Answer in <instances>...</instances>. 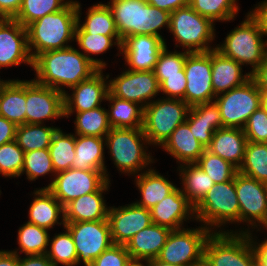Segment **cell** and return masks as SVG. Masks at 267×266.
Masks as SVG:
<instances>
[{
	"instance_id": "obj_1",
	"label": "cell",
	"mask_w": 267,
	"mask_h": 266,
	"mask_svg": "<svg viewBox=\"0 0 267 266\" xmlns=\"http://www.w3.org/2000/svg\"><path fill=\"white\" fill-rule=\"evenodd\" d=\"M32 68L36 82L62 93L66 92L64 86L69 89L99 70L83 52L72 46L39 54L33 60Z\"/></svg>"
},
{
	"instance_id": "obj_2",
	"label": "cell",
	"mask_w": 267,
	"mask_h": 266,
	"mask_svg": "<svg viewBox=\"0 0 267 266\" xmlns=\"http://www.w3.org/2000/svg\"><path fill=\"white\" fill-rule=\"evenodd\" d=\"M76 26L77 1L74 0L64 9L29 24L26 29L28 50L32 60L43 52L70 47L68 42L75 40Z\"/></svg>"
},
{
	"instance_id": "obj_3",
	"label": "cell",
	"mask_w": 267,
	"mask_h": 266,
	"mask_svg": "<svg viewBox=\"0 0 267 266\" xmlns=\"http://www.w3.org/2000/svg\"><path fill=\"white\" fill-rule=\"evenodd\" d=\"M107 3L122 41L142 34L164 40L159 30L163 27L169 30V12L153 7L147 0H110Z\"/></svg>"
},
{
	"instance_id": "obj_4",
	"label": "cell",
	"mask_w": 267,
	"mask_h": 266,
	"mask_svg": "<svg viewBox=\"0 0 267 266\" xmlns=\"http://www.w3.org/2000/svg\"><path fill=\"white\" fill-rule=\"evenodd\" d=\"M105 145L121 173L136 176L154 162L151 153L146 152V145L150 144L142 128H111L105 136Z\"/></svg>"
},
{
	"instance_id": "obj_5",
	"label": "cell",
	"mask_w": 267,
	"mask_h": 266,
	"mask_svg": "<svg viewBox=\"0 0 267 266\" xmlns=\"http://www.w3.org/2000/svg\"><path fill=\"white\" fill-rule=\"evenodd\" d=\"M263 37L256 21L247 14L245 20L231 30L215 49L241 66H252L249 72L252 74L267 56V40L264 41Z\"/></svg>"
},
{
	"instance_id": "obj_6",
	"label": "cell",
	"mask_w": 267,
	"mask_h": 266,
	"mask_svg": "<svg viewBox=\"0 0 267 266\" xmlns=\"http://www.w3.org/2000/svg\"><path fill=\"white\" fill-rule=\"evenodd\" d=\"M195 220L211 232L231 223L240 224V206L235 189L234 178L214 184L203 200L194 208ZM213 227V229H212ZM216 227V228H215ZM215 228V230H214Z\"/></svg>"
},
{
	"instance_id": "obj_7",
	"label": "cell",
	"mask_w": 267,
	"mask_h": 266,
	"mask_svg": "<svg viewBox=\"0 0 267 266\" xmlns=\"http://www.w3.org/2000/svg\"><path fill=\"white\" fill-rule=\"evenodd\" d=\"M214 31V23L189 5L170 13L169 32L176 41L175 46H182L187 52H208L215 49L209 46L215 40Z\"/></svg>"
},
{
	"instance_id": "obj_8",
	"label": "cell",
	"mask_w": 267,
	"mask_h": 266,
	"mask_svg": "<svg viewBox=\"0 0 267 266\" xmlns=\"http://www.w3.org/2000/svg\"><path fill=\"white\" fill-rule=\"evenodd\" d=\"M189 109L182 99L164 97L143 108L142 130L149 144L162 146L172 132L186 122Z\"/></svg>"
},
{
	"instance_id": "obj_9",
	"label": "cell",
	"mask_w": 267,
	"mask_h": 266,
	"mask_svg": "<svg viewBox=\"0 0 267 266\" xmlns=\"http://www.w3.org/2000/svg\"><path fill=\"white\" fill-rule=\"evenodd\" d=\"M204 256L214 266H257L252 233L212 232Z\"/></svg>"
},
{
	"instance_id": "obj_10",
	"label": "cell",
	"mask_w": 267,
	"mask_h": 266,
	"mask_svg": "<svg viewBox=\"0 0 267 266\" xmlns=\"http://www.w3.org/2000/svg\"><path fill=\"white\" fill-rule=\"evenodd\" d=\"M235 189L240 206V223H248L247 229L233 231L224 229L218 232L251 233L249 225L259 229L267 228V184L257 181L254 178L237 172L234 177ZM259 224V225H258ZM249 228V229H248Z\"/></svg>"
},
{
	"instance_id": "obj_11",
	"label": "cell",
	"mask_w": 267,
	"mask_h": 266,
	"mask_svg": "<svg viewBox=\"0 0 267 266\" xmlns=\"http://www.w3.org/2000/svg\"><path fill=\"white\" fill-rule=\"evenodd\" d=\"M223 127L244 129L251 114L260 108V90L250 78L243 85L215 97Z\"/></svg>"
},
{
	"instance_id": "obj_12",
	"label": "cell",
	"mask_w": 267,
	"mask_h": 266,
	"mask_svg": "<svg viewBox=\"0 0 267 266\" xmlns=\"http://www.w3.org/2000/svg\"><path fill=\"white\" fill-rule=\"evenodd\" d=\"M211 231L205 226L172 230L157 259L181 266H193L204 256V248Z\"/></svg>"
},
{
	"instance_id": "obj_13",
	"label": "cell",
	"mask_w": 267,
	"mask_h": 266,
	"mask_svg": "<svg viewBox=\"0 0 267 266\" xmlns=\"http://www.w3.org/2000/svg\"><path fill=\"white\" fill-rule=\"evenodd\" d=\"M75 244L78 264L83 262L90 266L93 261L105 250L113 245L108 219L65 223Z\"/></svg>"
},
{
	"instance_id": "obj_14",
	"label": "cell",
	"mask_w": 267,
	"mask_h": 266,
	"mask_svg": "<svg viewBox=\"0 0 267 266\" xmlns=\"http://www.w3.org/2000/svg\"><path fill=\"white\" fill-rule=\"evenodd\" d=\"M184 71L186 89L184 102L190 107L209 103L215 100L211 81L212 50L208 52H193L186 56Z\"/></svg>"
},
{
	"instance_id": "obj_15",
	"label": "cell",
	"mask_w": 267,
	"mask_h": 266,
	"mask_svg": "<svg viewBox=\"0 0 267 266\" xmlns=\"http://www.w3.org/2000/svg\"><path fill=\"white\" fill-rule=\"evenodd\" d=\"M108 181L105 172L70 168L56 173L46 187L65 206L83 195L98 191Z\"/></svg>"
},
{
	"instance_id": "obj_16",
	"label": "cell",
	"mask_w": 267,
	"mask_h": 266,
	"mask_svg": "<svg viewBox=\"0 0 267 266\" xmlns=\"http://www.w3.org/2000/svg\"><path fill=\"white\" fill-rule=\"evenodd\" d=\"M112 96L138 103L145 108L160 93V85L152 71L125 70L120 76L108 81Z\"/></svg>"
},
{
	"instance_id": "obj_17",
	"label": "cell",
	"mask_w": 267,
	"mask_h": 266,
	"mask_svg": "<svg viewBox=\"0 0 267 266\" xmlns=\"http://www.w3.org/2000/svg\"><path fill=\"white\" fill-rule=\"evenodd\" d=\"M26 123L44 124L43 121L64 116V93L26 80Z\"/></svg>"
},
{
	"instance_id": "obj_18",
	"label": "cell",
	"mask_w": 267,
	"mask_h": 266,
	"mask_svg": "<svg viewBox=\"0 0 267 266\" xmlns=\"http://www.w3.org/2000/svg\"><path fill=\"white\" fill-rule=\"evenodd\" d=\"M107 219L113 244L125 246L135 234L153 223L150 210L135 203L118 208L109 206Z\"/></svg>"
},
{
	"instance_id": "obj_19",
	"label": "cell",
	"mask_w": 267,
	"mask_h": 266,
	"mask_svg": "<svg viewBox=\"0 0 267 266\" xmlns=\"http://www.w3.org/2000/svg\"><path fill=\"white\" fill-rule=\"evenodd\" d=\"M106 76V78L104 77ZM109 74L104 75L103 70H98L89 79L72 86V94L64 93V116L69 117L74 112H84L101 106L106 100Z\"/></svg>"
},
{
	"instance_id": "obj_20",
	"label": "cell",
	"mask_w": 267,
	"mask_h": 266,
	"mask_svg": "<svg viewBox=\"0 0 267 266\" xmlns=\"http://www.w3.org/2000/svg\"><path fill=\"white\" fill-rule=\"evenodd\" d=\"M33 67L28 50L27 29L15 19H0V69L19 66Z\"/></svg>"
},
{
	"instance_id": "obj_21",
	"label": "cell",
	"mask_w": 267,
	"mask_h": 266,
	"mask_svg": "<svg viewBox=\"0 0 267 266\" xmlns=\"http://www.w3.org/2000/svg\"><path fill=\"white\" fill-rule=\"evenodd\" d=\"M165 45L166 42L158 36L135 35L122 41L121 54L129 66L128 70L152 71Z\"/></svg>"
},
{
	"instance_id": "obj_22",
	"label": "cell",
	"mask_w": 267,
	"mask_h": 266,
	"mask_svg": "<svg viewBox=\"0 0 267 266\" xmlns=\"http://www.w3.org/2000/svg\"><path fill=\"white\" fill-rule=\"evenodd\" d=\"M152 222L171 230H178L184 221L196 219L194 207L188 202L180 188H176L170 195L150 209ZM191 215V216H190Z\"/></svg>"
},
{
	"instance_id": "obj_23",
	"label": "cell",
	"mask_w": 267,
	"mask_h": 266,
	"mask_svg": "<svg viewBox=\"0 0 267 266\" xmlns=\"http://www.w3.org/2000/svg\"><path fill=\"white\" fill-rule=\"evenodd\" d=\"M109 184L111 183L108 180L98 191L83 195L66 204L64 206L65 223L106 220L109 207L102 193L108 191Z\"/></svg>"
},
{
	"instance_id": "obj_24",
	"label": "cell",
	"mask_w": 267,
	"mask_h": 266,
	"mask_svg": "<svg viewBox=\"0 0 267 266\" xmlns=\"http://www.w3.org/2000/svg\"><path fill=\"white\" fill-rule=\"evenodd\" d=\"M186 122L205 149L210 145L215 131L223 127L219 108L214 101L191 106Z\"/></svg>"
},
{
	"instance_id": "obj_25",
	"label": "cell",
	"mask_w": 267,
	"mask_h": 266,
	"mask_svg": "<svg viewBox=\"0 0 267 266\" xmlns=\"http://www.w3.org/2000/svg\"><path fill=\"white\" fill-rule=\"evenodd\" d=\"M247 142L243 129L222 127L215 131L206 149L239 169L244 159Z\"/></svg>"
},
{
	"instance_id": "obj_26",
	"label": "cell",
	"mask_w": 267,
	"mask_h": 266,
	"mask_svg": "<svg viewBox=\"0 0 267 266\" xmlns=\"http://www.w3.org/2000/svg\"><path fill=\"white\" fill-rule=\"evenodd\" d=\"M242 68L235 60L213 49L211 81L214 94L217 96L248 81L251 78V74L248 72L243 75Z\"/></svg>"
},
{
	"instance_id": "obj_27",
	"label": "cell",
	"mask_w": 267,
	"mask_h": 266,
	"mask_svg": "<svg viewBox=\"0 0 267 266\" xmlns=\"http://www.w3.org/2000/svg\"><path fill=\"white\" fill-rule=\"evenodd\" d=\"M171 231L167 227L152 223L135 234L126 245L131 259L147 261L157 258Z\"/></svg>"
},
{
	"instance_id": "obj_28",
	"label": "cell",
	"mask_w": 267,
	"mask_h": 266,
	"mask_svg": "<svg viewBox=\"0 0 267 266\" xmlns=\"http://www.w3.org/2000/svg\"><path fill=\"white\" fill-rule=\"evenodd\" d=\"M104 146L105 137L75 135V158L72 168L105 172L110 181L104 161Z\"/></svg>"
},
{
	"instance_id": "obj_29",
	"label": "cell",
	"mask_w": 267,
	"mask_h": 266,
	"mask_svg": "<svg viewBox=\"0 0 267 266\" xmlns=\"http://www.w3.org/2000/svg\"><path fill=\"white\" fill-rule=\"evenodd\" d=\"M33 193L35 198L30 205L27 222L48 230L55 224L64 226V206L52 193L47 188H39ZM60 218L61 222H59Z\"/></svg>"
},
{
	"instance_id": "obj_30",
	"label": "cell",
	"mask_w": 267,
	"mask_h": 266,
	"mask_svg": "<svg viewBox=\"0 0 267 266\" xmlns=\"http://www.w3.org/2000/svg\"><path fill=\"white\" fill-rule=\"evenodd\" d=\"M193 135L189 124L184 122L172 132L161 147L173 156L180 165L181 163H195L205 148Z\"/></svg>"
},
{
	"instance_id": "obj_31",
	"label": "cell",
	"mask_w": 267,
	"mask_h": 266,
	"mask_svg": "<svg viewBox=\"0 0 267 266\" xmlns=\"http://www.w3.org/2000/svg\"><path fill=\"white\" fill-rule=\"evenodd\" d=\"M134 182L142 196L141 200L134 203L149 210L177 188L168 178L152 168L136 175Z\"/></svg>"
},
{
	"instance_id": "obj_32",
	"label": "cell",
	"mask_w": 267,
	"mask_h": 266,
	"mask_svg": "<svg viewBox=\"0 0 267 266\" xmlns=\"http://www.w3.org/2000/svg\"><path fill=\"white\" fill-rule=\"evenodd\" d=\"M26 81L6 80L0 89V116L17 126L26 124Z\"/></svg>"
},
{
	"instance_id": "obj_33",
	"label": "cell",
	"mask_w": 267,
	"mask_h": 266,
	"mask_svg": "<svg viewBox=\"0 0 267 266\" xmlns=\"http://www.w3.org/2000/svg\"><path fill=\"white\" fill-rule=\"evenodd\" d=\"M81 4L77 1V26L75 31H86L89 34H102L104 36H119L115 20L108 5L94 4L88 8L85 21L81 17Z\"/></svg>"
},
{
	"instance_id": "obj_34",
	"label": "cell",
	"mask_w": 267,
	"mask_h": 266,
	"mask_svg": "<svg viewBox=\"0 0 267 266\" xmlns=\"http://www.w3.org/2000/svg\"><path fill=\"white\" fill-rule=\"evenodd\" d=\"M178 170L183 185L181 192L195 208L215 183L196 163L181 164Z\"/></svg>"
},
{
	"instance_id": "obj_35",
	"label": "cell",
	"mask_w": 267,
	"mask_h": 266,
	"mask_svg": "<svg viewBox=\"0 0 267 266\" xmlns=\"http://www.w3.org/2000/svg\"><path fill=\"white\" fill-rule=\"evenodd\" d=\"M106 101L110 103L107 115L111 128H142V106L138 103L112 96L109 92Z\"/></svg>"
},
{
	"instance_id": "obj_36",
	"label": "cell",
	"mask_w": 267,
	"mask_h": 266,
	"mask_svg": "<svg viewBox=\"0 0 267 266\" xmlns=\"http://www.w3.org/2000/svg\"><path fill=\"white\" fill-rule=\"evenodd\" d=\"M75 41L87 57L98 69L103 70L106 62L101 59H95L92 56L106 52L110 47L117 45L121 54L122 40L120 36H104L102 34H89L86 31H75ZM91 55V56H90Z\"/></svg>"
},
{
	"instance_id": "obj_37",
	"label": "cell",
	"mask_w": 267,
	"mask_h": 266,
	"mask_svg": "<svg viewBox=\"0 0 267 266\" xmlns=\"http://www.w3.org/2000/svg\"><path fill=\"white\" fill-rule=\"evenodd\" d=\"M58 127L43 124H22L16 129L15 141L24 152L49 148Z\"/></svg>"
},
{
	"instance_id": "obj_38",
	"label": "cell",
	"mask_w": 267,
	"mask_h": 266,
	"mask_svg": "<svg viewBox=\"0 0 267 266\" xmlns=\"http://www.w3.org/2000/svg\"><path fill=\"white\" fill-rule=\"evenodd\" d=\"M49 235L48 229L26 222L18 230L17 242L19 249H15L11 252L16 253L18 256L21 253H24L25 256L47 254ZM18 250H20V252H18Z\"/></svg>"
},
{
	"instance_id": "obj_39",
	"label": "cell",
	"mask_w": 267,
	"mask_h": 266,
	"mask_svg": "<svg viewBox=\"0 0 267 266\" xmlns=\"http://www.w3.org/2000/svg\"><path fill=\"white\" fill-rule=\"evenodd\" d=\"M48 150L56 173L72 168L75 158V134H65L58 128Z\"/></svg>"
},
{
	"instance_id": "obj_40",
	"label": "cell",
	"mask_w": 267,
	"mask_h": 266,
	"mask_svg": "<svg viewBox=\"0 0 267 266\" xmlns=\"http://www.w3.org/2000/svg\"><path fill=\"white\" fill-rule=\"evenodd\" d=\"M238 172L267 184V143L248 141Z\"/></svg>"
},
{
	"instance_id": "obj_41",
	"label": "cell",
	"mask_w": 267,
	"mask_h": 266,
	"mask_svg": "<svg viewBox=\"0 0 267 266\" xmlns=\"http://www.w3.org/2000/svg\"><path fill=\"white\" fill-rule=\"evenodd\" d=\"M75 135L105 137L111 130L107 109L101 106L92 110L77 112Z\"/></svg>"
},
{
	"instance_id": "obj_42",
	"label": "cell",
	"mask_w": 267,
	"mask_h": 266,
	"mask_svg": "<svg viewBox=\"0 0 267 266\" xmlns=\"http://www.w3.org/2000/svg\"><path fill=\"white\" fill-rule=\"evenodd\" d=\"M70 2L71 0H22L21 7L13 19L27 27L45 15L64 9Z\"/></svg>"
},
{
	"instance_id": "obj_43",
	"label": "cell",
	"mask_w": 267,
	"mask_h": 266,
	"mask_svg": "<svg viewBox=\"0 0 267 266\" xmlns=\"http://www.w3.org/2000/svg\"><path fill=\"white\" fill-rule=\"evenodd\" d=\"M237 0H189V6L201 16L215 21H231L239 11Z\"/></svg>"
},
{
	"instance_id": "obj_44",
	"label": "cell",
	"mask_w": 267,
	"mask_h": 266,
	"mask_svg": "<svg viewBox=\"0 0 267 266\" xmlns=\"http://www.w3.org/2000/svg\"><path fill=\"white\" fill-rule=\"evenodd\" d=\"M49 245L47 256L54 266H78L75 244L67 229L63 233L55 234L52 239L49 238Z\"/></svg>"
},
{
	"instance_id": "obj_45",
	"label": "cell",
	"mask_w": 267,
	"mask_h": 266,
	"mask_svg": "<svg viewBox=\"0 0 267 266\" xmlns=\"http://www.w3.org/2000/svg\"><path fill=\"white\" fill-rule=\"evenodd\" d=\"M215 183H223L232 180L238 169L230 162L204 150L200 158L195 162Z\"/></svg>"
},
{
	"instance_id": "obj_46",
	"label": "cell",
	"mask_w": 267,
	"mask_h": 266,
	"mask_svg": "<svg viewBox=\"0 0 267 266\" xmlns=\"http://www.w3.org/2000/svg\"><path fill=\"white\" fill-rule=\"evenodd\" d=\"M24 173L29 181L49 173L56 175L48 148L25 152L21 175Z\"/></svg>"
},
{
	"instance_id": "obj_47",
	"label": "cell",
	"mask_w": 267,
	"mask_h": 266,
	"mask_svg": "<svg viewBox=\"0 0 267 266\" xmlns=\"http://www.w3.org/2000/svg\"><path fill=\"white\" fill-rule=\"evenodd\" d=\"M190 52L184 50V52H170L167 49V45L159 53L157 62L153 69L155 76L157 77L159 85L165 80V76L181 75V71L184 69L186 56Z\"/></svg>"
},
{
	"instance_id": "obj_48",
	"label": "cell",
	"mask_w": 267,
	"mask_h": 266,
	"mask_svg": "<svg viewBox=\"0 0 267 266\" xmlns=\"http://www.w3.org/2000/svg\"><path fill=\"white\" fill-rule=\"evenodd\" d=\"M25 152L11 141L0 145V174L4 177H19L22 172Z\"/></svg>"
},
{
	"instance_id": "obj_49",
	"label": "cell",
	"mask_w": 267,
	"mask_h": 266,
	"mask_svg": "<svg viewBox=\"0 0 267 266\" xmlns=\"http://www.w3.org/2000/svg\"><path fill=\"white\" fill-rule=\"evenodd\" d=\"M243 130L247 141L267 143V113L261 107L254 111Z\"/></svg>"
},
{
	"instance_id": "obj_50",
	"label": "cell",
	"mask_w": 267,
	"mask_h": 266,
	"mask_svg": "<svg viewBox=\"0 0 267 266\" xmlns=\"http://www.w3.org/2000/svg\"><path fill=\"white\" fill-rule=\"evenodd\" d=\"M131 260L125 245L113 244L102 252L90 266H126Z\"/></svg>"
},
{
	"instance_id": "obj_51",
	"label": "cell",
	"mask_w": 267,
	"mask_h": 266,
	"mask_svg": "<svg viewBox=\"0 0 267 266\" xmlns=\"http://www.w3.org/2000/svg\"><path fill=\"white\" fill-rule=\"evenodd\" d=\"M186 89V77L184 69L181 75L165 76V80L160 84V92L166 94L165 98L182 99Z\"/></svg>"
},
{
	"instance_id": "obj_52",
	"label": "cell",
	"mask_w": 267,
	"mask_h": 266,
	"mask_svg": "<svg viewBox=\"0 0 267 266\" xmlns=\"http://www.w3.org/2000/svg\"><path fill=\"white\" fill-rule=\"evenodd\" d=\"M248 14L256 21L263 36H267V0L258 3Z\"/></svg>"
},
{
	"instance_id": "obj_53",
	"label": "cell",
	"mask_w": 267,
	"mask_h": 266,
	"mask_svg": "<svg viewBox=\"0 0 267 266\" xmlns=\"http://www.w3.org/2000/svg\"><path fill=\"white\" fill-rule=\"evenodd\" d=\"M17 125L0 116V145L15 140Z\"/></svg>"
},
{
	"instance_id": "obj_54",
	"label": "cell",
	"mask_w": 267,
	"mask_h": 266,
	"mask_svg": "<svg viewBox=\"0 0 267 266\" xmlns=\"http://www.w3.org/2000/svg\"><path fill=\"white\" fill-rule=\"evenodd\" d=\"M147 3L153 7L172 13L178 8L189 5V0H147Z\"/></svg>"
},
{
	"instance_id": "obj_55",
	"label": "cell",
	"mask_w": 267,
	"mask_h": 266,
	"mask_svg": "<svg viewBox=\"0 0 267 266\" xmlns=\"http://www.w3.org/2000/svg\"><path fill=\"white\" fill-rule=\"evenodd\" d=\"M22 4V0H0V17L13 19Z\"/></svg>"
},
{
	"instance_id": "obj_56",
	"label": "cell",
	"mask_w": 267,
	"mask_h": 266,
	"mask_svg": "<svg viewBox=\"0 0 267 266\" xmlns=\"http://www.w3.org/2000/svg\"><path fill=\"white\" fill-rule=\"evenodd\" d=\"M18 266H54L47 254L18 256Z\"/></svg>"
},
{
	"instance_id": "obj_57",
	"label": "cell",
	"mask_w": 267,
	"mask_h": 266,
	"mask_svg": "<svg viewBox=\"0 0 267 266\" xmlns=\"http://www.w3.org/2000/svg\"><path fill=\"white\" fill-rule=\"evenodd\" d=\"M260 91H267V56L264 62L251 74Z\"/></svg>"
},
{
	"instance_id": "obj_58",
	"label": "cell",
	"mask_w": 267,
	"mask_h": 266,
	"mask_svg": "<svg viewBox=\"0 0 267 266\" xmlns=\"http://www.w3.org/2000/svg\"><path fill=\"white\" fill-rule=\"evenodd\" d=\"M253 245L257 256V265L258 266H267V239L261 243L256 242L253 238Z\"/></svg>"
},
{
	"instance_id": "obj_59",
	"label": "cell",
	"mask_w": 267,
	"mask_h": 266,
	"mask_svg": "<svg viewBox=\"0 0 267 266\" xmlns=\"http://www.w3.org/2000/svg\"><path fill=\"white\" fill-rule=\"evenodd\" d=\"M0 266H18V255L8 250H0Z\"/></svg>"
},
{
	"instance_id": "obj_60",
	"label": "cell",
	"mask_w": 267,
	"mask_h": 266,
	"mask_svg": "<svg viewBox=\"0 0 267 266\" xmlns=\"http://www.w3.org/2000/svg\"><path fill=\"white\" fill-rule=\"evenodd\" d=\"M147 266H181V265L165 263L155 258L147 260Z\"/></svg>"
},
{
	"instance_id": "obj_61",
	"label": "cell",
	"mask_w": 267,
	"mask_h": 266,
	"mask_svg": "<svg viewBox=\"0 0 267 266\" xmlns=\"http://www.w3.org/2000/svg\"><path fill=\"white\" fill-rule=\"evenodd\" d=\"M260 107L267 113V91H260Z\"/></svg>"
},
{
	"instance_id": "obj_62",
	"label": "cell",
	"mask_w": 267,
	"mask_h": 266,
	"mask_svg": "<svg viewBox=\"0 0 267 266\" xmlns=\"http://www.w3.org/2000/svg\"><path fill=\"white\" fill-rule=\"evenodd\" d=\"M193 266H214L205 256H203L197 263Z\"/></svg>"
},
{
	"instance_id": "obj_63",
	"label": "cell",
	"mask_w": 267,
	"mask_h": 266,
	"mask_svg": "<svg viewBox=\"0 0 267 266\" xmlns=\"http://www.w3.org/2000/svg\"><path fill=\"white\" fill-rule=\"evenodd\" d=\"M142 262H145L146 264L142 263ZM142 262H141V260H133V259H131L126 266H147V261H142Z\"/></svg>"
},
{
	"instance_id": "obj_64",
	"label": "cell",
	"mask_w": 267,
	"mask_h": 266,
	"mask_svg": "<svg viewBox=\"0 0 267 266\" xmlns=\"http://www.w3.org/2000/svg\"><path fill=\"white\" fill-rule=\"evenodd\" d=\"M5 82H6L5 80L0 79V89H1L2 85H3Z\"/></svg>"
}]
</instances>
